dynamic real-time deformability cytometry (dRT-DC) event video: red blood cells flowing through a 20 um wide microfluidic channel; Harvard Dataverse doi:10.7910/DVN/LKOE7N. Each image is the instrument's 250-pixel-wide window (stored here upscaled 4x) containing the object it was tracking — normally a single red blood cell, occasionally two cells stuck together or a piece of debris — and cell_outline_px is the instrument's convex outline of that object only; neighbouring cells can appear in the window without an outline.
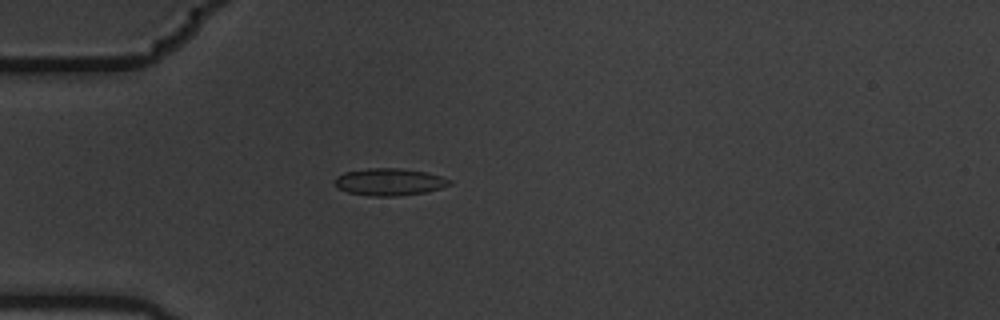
{"species": "common noctule bat (a hibernating species)", "species_latin": "Nyctalus noctula", "temperature_condition": "warm", "stored_images_in_passage": 3, "camera_frame_rate_fps": 3000, "um_per_image_px": 0.085, "animal": {"sex": "male", "body_mass_g": 19.5, "forearm_length_mm": 54.6}, "frame": {"image": 1, "passage_image": 3, "time_ms": 0.667, "image_size_px": [1000, 320], "cell_outline_px": [[452, 184], [440, 188], [424, 192], [396, 196], [372, 196], [348, 192], [336, 188], [332, 184], [332, 180], [336, 176], [344, 172], [368, 168], [400, 168], [428, 172], [452, 180]], "centroid_in_image_um": [33.04, 15.45], "position_along_channel_um": 52.0, "area_um2": 18.38}}